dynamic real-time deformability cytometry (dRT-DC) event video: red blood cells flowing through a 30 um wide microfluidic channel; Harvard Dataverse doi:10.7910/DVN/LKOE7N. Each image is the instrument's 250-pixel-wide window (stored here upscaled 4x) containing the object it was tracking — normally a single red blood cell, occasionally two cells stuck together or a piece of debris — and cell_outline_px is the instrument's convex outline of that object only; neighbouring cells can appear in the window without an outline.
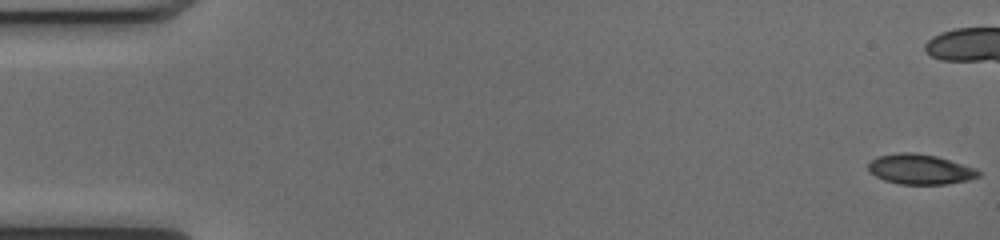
{"species": "common noctule bat (a hibernating species)", "species_latin": "Nyctalus noctula", "temperature_condition": "cold", "stored_images_in_passage": 45, "camera_frame_rate_fps": 3000, "um_per_image_px": 0.085, "animal": {"sex": "female", "body_mass_g": 17.0, "forearm_length_mm": 48.0}, "frame": {"image": 1, "passage_image": 1, "time_ms": 0.0, "image_size_px": [1000, 240], "cell_outline_px": [[980, 176], [968, 180], [944, 184], [900, 184], [884, 180], [876, 176], [868, 168], [868, 164], [876, 156], [896, 152], [916, 152], [936, 156], [976, 168], [980, 172]], "centroid_in_image_um": [78.2, 14.37], "position_along_channel_um": 6.8, "area_um2": 19.31}}
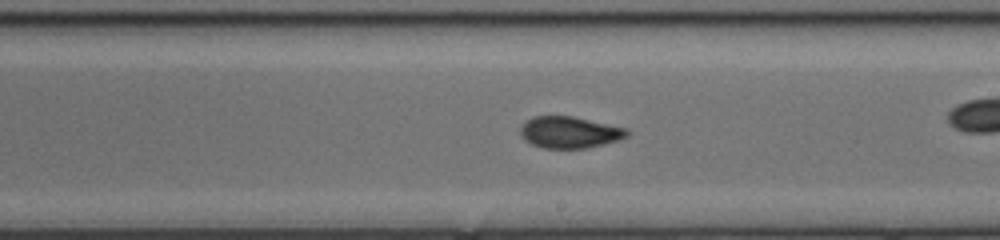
{"frame": {"image": 2, "passage_image": 30, "time_ms": 9.667, "image_size_px": [1000, 240], "cell_outline_px": [[628, 136], [604, 144], [588, 148], [544, 148], [532, 144], [524, 140], [520, 136], [520, 128], [532, 116], [572, 116], [628, 128]], "centroid_in_image_um": [48.41, 11.24], "position_along_channel_um": 240.6, "area_um2": 19.59}}
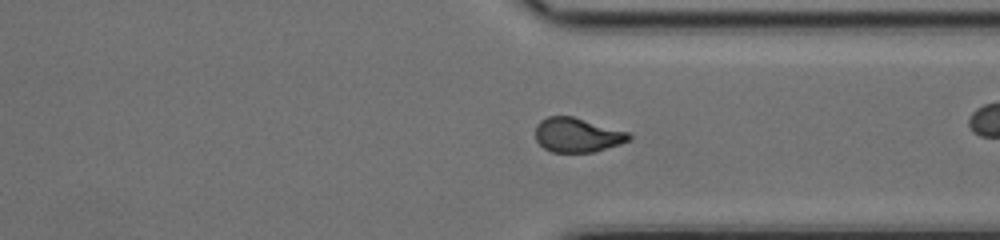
{"frame": {"image": 3, "passage_image": 39, "time_ms": 12.667, "image_size_px": [1000, 240], "cell_outline_px": [[632, 140], [596, 152], [552, 152], [544, 148], [536, 140], [536, 124], [540, 120], [548, 116], [572, 116], [632, 132]], "centroid_in_image_um": [49.13, 11.47], "position_along_channel_um": 362.3, "area_um2": 19.07}}